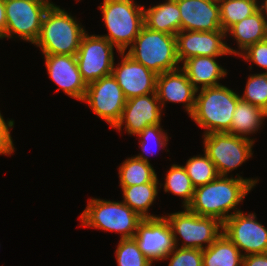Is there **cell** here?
<instances>
[{"label":"cell","mask_w":267,"mask_h":266,"mask_svg":"<svg viewBox=\"0 0 267 266\" xmlns=\"http://www.w3.org/2000/svg\"><path fill=\"white\" fill-rule=\"evenodd\" d=\"M239 57L255 63L267 73V39L250 45Z\"/></svg>","instance_id":"34"},{"label":"cell","mask_w":267,"mask_h":266,"mask_svg":"<svg viewBox=\"0 0 267 266\" xmlns=\"http://www.w3.org/2000/svg\"><path fill=\"white\" fill-rule=\"evenodd\" d=\"M230 176H218L213 181L196 187L192 202L187 208L200 216L217 218L222 223L241 211L237 206L243 202L259 179H244L239 174L236 178ZM230 210L234 211L231 213Z\"/></svg>","instance_id":"1"},{"label":"cell","mask_w":267,"mask_h":266,"mask_svg":"<svg viewBox=\"0 0 267 266\" xmlns=\"http://www.w3.org/2000/svg\"><path fill=\"white\" fill-rule=\"evenodd\" d=\"M264 113H265V118L267 117V108H266V110L264 111Z\"/></svg>","instance_id":"39"},{"label":"cell","mask_w":267,"mask_h":266,"mask_svg":"<svg viewBox=\"0 0 267 266\" xmlns=\"http://www.w3.org/2000/svg\"><path fill=\"white\" fill-rule=\"evenodd\" d=\"M163 184L159 182H150L141 185L121 186L123 193V202L128 205L133 211L138 213L143 219L158 218L149 214V208L158 196V191Z\"/></svg>","instance_id":"25"},{"label":"cell","mask_w":267,"mask_h":266,"mask_svg":"<svg viewBox=\"0 0 267 266\" xmlns=\"http://www.w3.org/2000/svg\"><path fill=\"white\" fill-rule=\"evenodd\" d=\"M161 112L162 107L156 93L128 99L114 129L120 132L125 125L127 134L135 136L145 127L161 124Z\"/></svg>","instance_id":"16"},{"label":"cell","mask_w":267,"mask_h":266,"mask_svg":"<svg viewBox=\"0 0 267 266\" xmlns=\"http://www.w3.org/2000/svg\"><path fill=\"white\" fill-rule=\"evenodd\" d=\"M81 226L113 231L121 239L133 238L143 218L123 201H110L91 198L79 216Z\"/></svg>","instance_id":"6"},{"label":"cell","mask_w":267,"mask_h":266,"mask_svg":"<svg viewBox=\"0 0 267 266\" xmlns=\"http://www.w3.org/2000/svg\"><path fill=\"white\" fill-rule=\"evenodd\" d=\"M181 16L176 0H165L145 9L144 25L152 30L176 35L181 31Z\"/></svg>","instance_id":"21"},{"label":"cell","mask_w":267,"mask_h":266,"mask_svg":"<svg viewBox=\"0 0 267 266\" xmlns=\"http://www.w3.org/2000/svg\"><path fill=\"white\" fill-rule=\"evenodd\" d=\"M256 219L255 213L239 211L223 222V233L243 256L267 253V228Z\"/></svg>","instance_id":"12"},{"label":"cell","mask_w":267,"mask_h":266,"mask_svg":"<svg viewBox=\"0 0 267 266\" xmlns=\"http://www.w3.org/2000/svg\"><path fill=\"white\" fill-rule=\"evenodd\" d=\"M115 254L118 266H152L134 238H120Z\"/></svg>","instance_id":"31"},{"label":"cell","mask_w":267,"mask_h":266,"mask_svg":"<svg viewBox=\"0 0 267 266\" xmlns=\"http://www.w3.org/2000/svg\"><path fill=\"white\" fill-rule=\"evenodd\" d=\"M203 141V151L216 166L219 176H228L253 156L255 140L221 132L205 134Z\"/></svg>","instance_id":"9"},{"label":"cell","mask_w":267,"mask_h":266,"mask_svg":"<svg viewBox=\"0 0 267 266\" xmlns=\"http://www.w3.org/2000/svg\"><path fill=\"white\" fill-rule=\"evenodd\" d=\"M196 91L181 68L157 75L156 94L162 108L165 102L183 103L190 116L195 106Z\"/></svg>","instance_id":"19"},{"label":"cell","mask_w":267,"mask_h":266,"mask_svg":"<svg viewBox=\"0 0 267 266\" xmlns=\"http://www.w3.org/2000/svg\"><path fill=\"white\" fill-rule=\"evenodd\" d=\"M163 187L165 193L170 192L184 199L182 201L183 208L192 202L195 187L183 166L177 164L170 166Z\"/></svg>","instance_id":"28"},{"label":"cell","mask_w":267,"mask_h":266,"mask_svg":"<svg viewBox=\"0 0 267 266\" xmlns=\"http://www.w3.org/2000/svg\"><path fill=\"white\" fill-rule=\"evenodd\" d=\"M6 31V10L4 0H0V38Z\"/></svg>","instance_id":"37"},{"label":"cell","mask_w":267,"mask_h":266,"mask_svg":"<svg viewBox=\"0 0 267 266\" xmlns=\"http://www.w3.org/2000/svg\"><path fill=\"white\" fill-rule=\"evenodd\" d=\"M183 167L195 188L205 185L219 176L216 166L205 153L189 158Z\"/></svg>","instance_id":"29"},{"label":"cell","mask_w":267,"mask_h":266,"mask_svg":"<svg viewBox=\"0 0 267 266\" xmlns=\"http://www.w3.org/2000/svg\"><path fill=\"white\" fill-rule=\"evenodd\" d=\"M114 46L100 35L86 32L76 54L79 71L86 84L112 74Z\"/></svg>","instance_id":"10"},{"label":"cell","mask_w":267,"mask_h":266,"mask_svg":"<svg viewBox=\"0 0 267 266\" xmlns=\"http://www.w3.org/2000/svg\"><path fill=\"white\" fill-rule=\"evenodd\" d=\"M168 259V266H202L203 254L200 249L175 247L164 258Z\"/></svg>","instance_id":"33"},{"label":"cell","mask_w":267,"mask_h":266,"mask_svg":"<svg viewBox=\"0 0 267 266\" xmlns=\"http://www.w3.org/2000/svg\"><path fill=\"white\" fill-rule=\"evenodd\" d=\"M120 63L113 64L112 75L121 87L126 100L156 93L157 74L134 61L125 52H119Z\"/></svg>","instance_id":"15"},{"label":"cell","mask_w":267,"mask_h":266,"mask_svg":"<svg viewBox=\"0 0 267 266\" xmlns=\"http://www.w3.org/2000/svg\"><path fill=\"white\" fill-rule=\"evenodd\" d=\"M126 54L157 75L180 68L175 35L155 31L145 25Z\"/></svg>","instance_id":"5"},{"label":"cell","mask_w":267,"mask_h":266,"mask_svg":"<svg viewBox=\"0 0 267 266\" xmlns=\"http://www.w3.org/2000/svg\"><path fill=\"white\" fill-rule=\"evenodd\" d=\"M48 75L65 94L82 101L87 84L78 68L76 55H43Z\"/></svg>","instance_id":"17"},{"label":"cell","mask_w":267,"mask_h":266,"mask_svg":"<svg viewBox=\"0 0 267 266\" xmlns=\"http://www.w3.org/2000/svg\"><path fill=\"white\" fill-rule=\"evenodd\" d=\"M242 266H267V253L244 256Z\"/></svg>","instance_id":"36"},{"label":"cell","mask_w":267,"mask_h":266,"mask_svg":"<svg viewBox=\"0 0 267 266\" xmlns=\"http://www.w3.org/2000/svg\"><path fill=\"white\" fill-rule=\"evenodd\" d=\"M202 266H242L243 254L222 233L209 247L202 250Z\"/></svg>","instance_id":"23"},{"label":"cell","mask_w":267,"mask_h":266,"mask_svg":"<svg viewBox=\"0 0 267 266\" xmlns=\"http://www.w3.org/2000/svg\"><path fill=\"white\" fill-rule=\"evenodd\" d=\"M52 3L50 0H4L6 31L0 39L16 37L34 45L44 14Z\"/></svg>","instance_id":"8"},{"label":"cell","mask_w":267,"mask_h":266,"mask_svg":"<svg viewBox=\"0 0 267 266\" xmlns=\"http://www.w3.org/2000/svg\"><path fill=\"white\" fill-rule=\"evenodd\" d=\"M236 40L238 49L236 55H240L250 45L267 39V26L263 11L259 9L253 15L235 23L227 31L226 35Z\"/></svg>","instance_id":"22"},{"label":"cell","mask_w":267,"mask_h":266,"mask_svg":"<svg viewBox=\"0 0 267 266\" xmlns=\"http://www.w3.org/2000/svg\"><path fill=\"white\" fill-rule=\"evenodd\" d=\"M260 9L263 11L266 26H267V0L261 1Z\"/></svg>","instance_id":"38"},{"label":"cell","mask_w":267,"mask_h":266,"mask_svg":"<svg viewBox=\"0 0 267 266\" xmlns=\"http://www.w3.org/2000/svg\"><path fill=\"white\" fill-rule=\"evenodd\" d=\"M119 186L141 185L159 182L152 165L133 156L125 159L119 166Z\"/></svg>","instance_id":"26"},{"label":"cell","mask_w":267,"mask_h":266,"mask_svg":"<svg viewBox=\"0 0 267 266\" xmlns=\"http://www.w3.org/2000/svg\"><path fill=\"white\" fill-rule=\"evenodd\" d=\"M200 92V93H198ZM195 106L189 116L204 134L227 132L231 134L233 113L240 95L224 85L196 91Z\"/></svg>","instance_id":"3"},{"label":"cell","mask_w":267,"mask_h":266,"mask_svg":"<svg viewBox=\"0 0 267 266\" xmlns=\"http://www.w3.org/2000/svg\"><path fill=\"white\" fill-rule=\"evenodd\" d=\"M175 37L180 63L195 56H236V50L225 42V38L228 37L225 31L181 30Z\"/></svg>","instance_id":"13"},{"label":"cell","mask_w":267,"mask_h":266,"mask_svg":"<svg viewBox=\"0 0 267 266\" xmlns=\"http://www.w3.org/2000/svg\"><path fill=\"white\" fill-rule=\"evenodd\" d=\"M82 102L88 103L94 114L114 128L121 118L126 98L111 74L87 84Z\"/></svg>","instance_id":"11"},{"label":"cell","mask_w":267,"mask_h":266,"mask_svg":"<svg viewBox=\"0 0 267 266\" xmlns=\"http://www.w3.org/2000/svg\"><path fill=\"white\" fill-rule=\"evenodd\" d=\"M98 8L109 31L100 36L106 38L118 53L126 52L144 25V5H138L134 0H103Z\"/></svg>","instance_id":"4"},{"label":"cell","mask_w":267,"mask_h":266,"mask_svg":"<svg viewBox=\"0 0 267 266\" xmlns=\"http://www.w3.org/2000/svg\"><path fill=\"white\" fill-rule=\"evenodd\" d=\"M258 0H218L221 29L227 31L235 23L253 15L260 9Z\"/></svg>","instance_id":"27"},{"label":"cell","mask_w":267,"mask_h":266,"mask_svg":"<svg viewBox=\"0 0 267 266\" xmlns=\"http://www.w3.org/2000/svg\"><path fill=\"white\" fill-rule=\"evenodd\" d=\"M264 120L265 113L261 108L240 99L233 113L231 134L253 140L247 135L260 130Z\"/></svg>","instance_id":"24"},{"label":"cell","mask_w":267,"mask_h":266,"mask_svg":"<svg viewBox=\"0 0 267 266\" xmlns=\"http://www.w3.org/2000/svg\"><path fill=\"white\" fill-rule=\"evenodd\" d=\"M240 99L261 108H267V73L251 74Z\"/></svg>","instance_id":"30"},{"label":"cell","mask_w":267,"mask_h":266,"mask_svg":"<svg viewBox=\"0 0 267 266\" xmlns=\"http://www.w3.org/2000/svg\"><path fill=\"white\" fill-rule=\"evenodd\" d=\"M183 31H223L218 0H176Z\"/></svg>","instance_id":"18"},{"label":"cell","mask_w":267,"mask_h":266,"mask_svg":"<svg viewBox=\"0 0 267 266\" xmlns=\"http://www.w3.org/2000/svg\"><path fill=\"white\" fill-rule=\"evenodd\" d=\"M87 31L76 18L52 3L46 10L38 40L42 55H76Z\"/></svg>","instance_id":"2"},{"label":"cell","mask_w":267,"mask_h":266,"mask_svg":"<svg viewBox=\"0 0 267 266\" xmlns=\"http://www.w3.org/2000/svg\"><path fill=\"white\" fill-rule=\"evenodd\" d=\"M136 136L141 139L139 147L142 148L141 150L142 153L135 155V157L149 164L151 163L148 159V156L146 157V155L147 154L150 155L151 154L150 152L153 153V150L150 151L151 150L150 148L155 146L157 148L159 147L158 149H163L164 147H166V145L168 144L167 142L169 140L167 133L162 129L161 124L145 127L143 131L139 132ZM149 143L152 144L153 146L148 147ZM144 153L146 155H144Z\"/></svg>","instance_id":"32"},{"label":"cell","mask_w":267,"mask_h":266,"mask_svg":"<svg viewBox=\"0 0 267 266\" xmlns=\"http://www.w3.org/2000/svg\"><path fill=\"white\" fill-rule=\"evenodd\" d=\"M164 217L171 226L175 247L180 245V237L183 239L180 247L204 250L223 233V223L219 219L200 216L187 207Z\"/></svg>","instance_id":"7"},{"label":"cell","mask_w":267,"mask_h":266,"mask_svg":"<svg viewBox=\"0 0 267 266\" xmlns=\"http://www.w3.org/2000/svg\"><path fill=\"white\" fill-rule=\"evenodd\" d=\"M139 249L151 261H164L175 248L172 229L163 216L143 219L133 236Z\"/></svg>","instance_id":"14"},{"label":"cell","mask_w":267,"mask_h":266,"mask_svg":"<svg viewBox=\"0 0 267 266\" xmlns=\"http://www.w3.org/2000/svg\"><path fill=\"white\" fill-rule=\"evenodd\" d=\"M217 57L219 56H195L183 62L180 68L196 90L221 85L220 79L224 78L228 72L216 62Z\"/></svg>","instance_id":"20"},{"label":"cell","mask_w":267,"mask_h":266,"mask_svg":"<svg viewBox=\"0 0 267 266\" xmlns=\"http://www.w3.org/2000/svg\"><path fill=\"white\" fill-rule=\"evenodd\" d=\"M14 127V120H4L0 112V155H11L15 152L11 128Z\"/></svg>","instance_id":"35"}]
</instances>
